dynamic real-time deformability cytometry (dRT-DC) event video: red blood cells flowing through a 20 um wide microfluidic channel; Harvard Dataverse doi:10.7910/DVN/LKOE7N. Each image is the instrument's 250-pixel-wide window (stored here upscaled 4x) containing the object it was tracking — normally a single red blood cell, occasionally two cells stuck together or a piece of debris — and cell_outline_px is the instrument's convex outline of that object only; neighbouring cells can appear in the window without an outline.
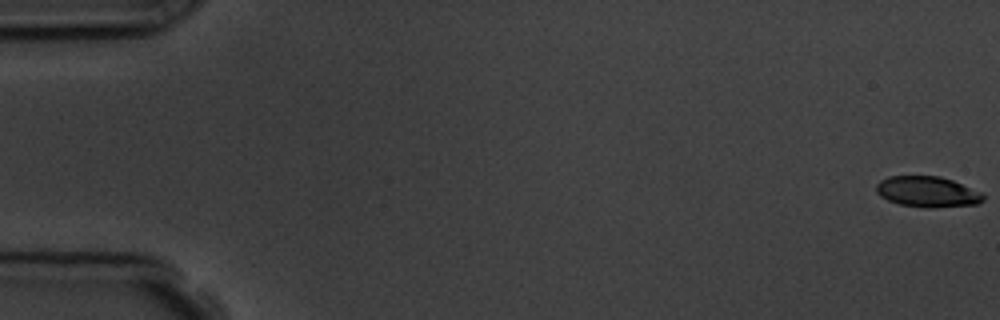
{"species": "common noctule bat (a hibernating species)", "species_latin": "Nyctalus noctula", "temperature_condition": "room temperature", "stored_images_in_passage": 5, "camera_frame_rate_fps": 3000, "um_per_image_px": 0.085, "animal": {"sex": "male", "body_mass_g": 19.5, "forearm_length_mm": 54.6}, "frame": {"image": 1, "passage_image": 1, "time_ms": 0.0, "image_size_px": [1000, 320], "cell_outline_px": [[984, 200], [976, 204], [932, 208], [924, 208], [900, 204], [888, 200], [880, 196], [876, 192], [876, 184], [880, 180], [888, 176], [940, 176], [952, 180], [984, 192]], "centroid_in_image_um": [78.84, 16.3], "position_along_channel_um": 6.2, "area_um2": 19.36}}
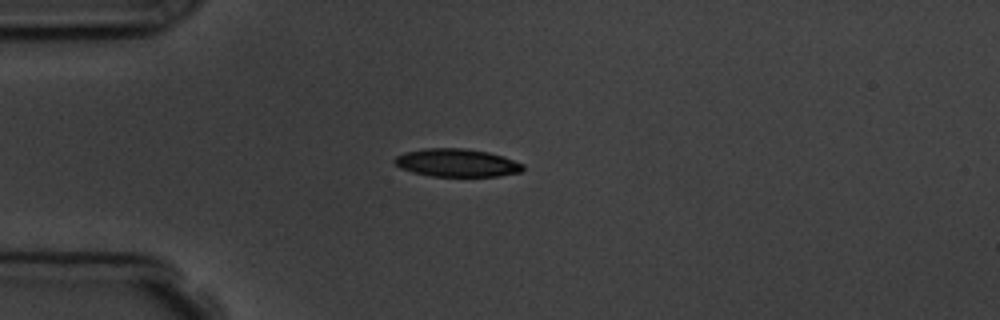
{"frame": {"image": 2, "passage_image": 5, "time_ms": 4.667, "image_size_px": [1000, 320], "cell_outline_px": [[524, 168], [520, 172], [500, 176], [432, 176], [412, 172], [400, 168], [392, 160], [396, 156], [404, 152], [424, 148], [464, 148], [488, 152], [504, 156], [524, 164]], "centroid_in_image_um": [38.82, 13.83], "position_along_channel_um": 46.2, "area_um2": 21.04}}